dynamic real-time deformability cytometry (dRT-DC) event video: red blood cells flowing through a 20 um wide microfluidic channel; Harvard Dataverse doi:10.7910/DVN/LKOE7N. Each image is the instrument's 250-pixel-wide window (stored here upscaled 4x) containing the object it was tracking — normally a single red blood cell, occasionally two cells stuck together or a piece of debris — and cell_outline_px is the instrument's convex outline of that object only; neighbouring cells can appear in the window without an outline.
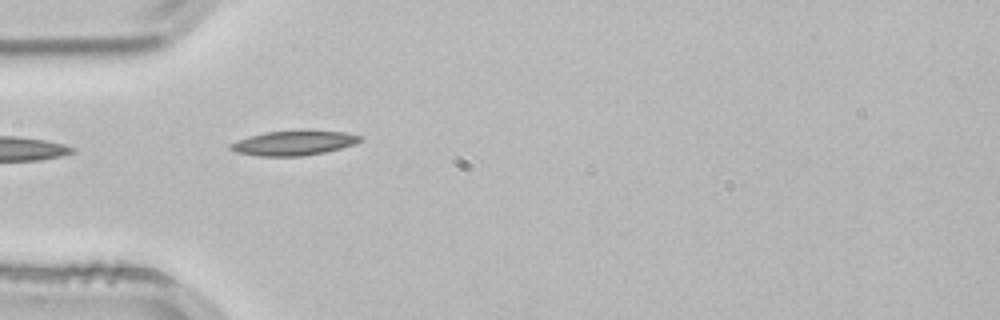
{"species": "common noctule bat (a hibernating species)", "species_latin": "Nyctalus noctula", "temperature_condition": "room temperature", "stored_images_in_passage": 26, "camera_frame_rate_fps": 3000, "um_per_image_px": 0.085, "animal": {"sex": "male", "body_mass_g": 21.5, "forearm_length_mm": 52.0}, "frame": {"image": 1, "passage_image": 1, "time_ms": 0.0, "image_size_px": [1000, 320], "cell_outline_px": [[364, 140], [356, 144], [324, 152], [300, 156], [260, 156], [236, 152], [228, 148], [228, 144], [236, 140], [248, 136], [264, 132], [344, 132], [364, 136]], "centroid_in_image_um": [24.94, 12.17], "position_along_channel_um": 60.1, "area_um2": 18.26}}